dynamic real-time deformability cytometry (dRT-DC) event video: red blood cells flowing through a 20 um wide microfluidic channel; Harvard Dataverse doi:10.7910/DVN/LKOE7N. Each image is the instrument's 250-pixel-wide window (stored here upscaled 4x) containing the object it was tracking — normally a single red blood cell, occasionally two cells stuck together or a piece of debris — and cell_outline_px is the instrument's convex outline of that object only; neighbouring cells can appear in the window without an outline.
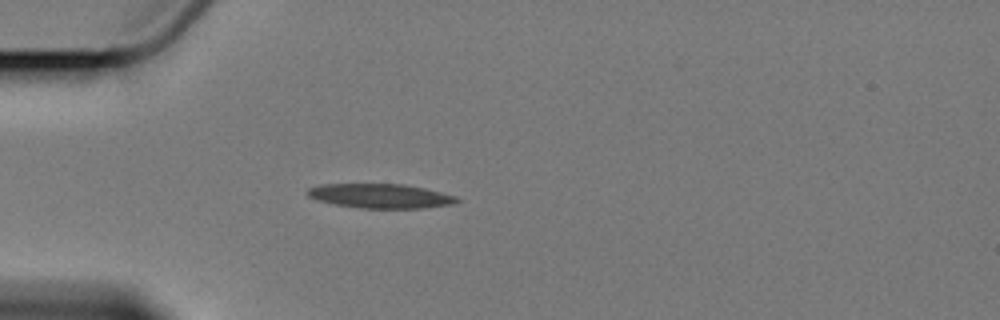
{"species": "Egyptian fruit bat (a non-hibernating species)", "species_latin": "Rousettus aegyptiacus", "temperature_condition": "cold", "stored_images_in_passage": 3, "camera_frame_rate_fps": 3000, "um_per_image_px": 0.085, "animal": {"sex": "female"}, "frame": {"image": 1, "passage_image": 3, "time_ms": 2.333, "image_size_px": [1000, 320], "cell_outline_px": [[460, 200], [452, 204], [424, 208], [364, 208], [336, 204], [316, 200], [308, 196], [304, 192], [308, 188], [320, 184], [404, 184], [424, 188], [456, 196]], "centroid_in_image_um": [32.3, 16.65], "position_along_channel_um": 52.7, "area_um2": 21.15}}